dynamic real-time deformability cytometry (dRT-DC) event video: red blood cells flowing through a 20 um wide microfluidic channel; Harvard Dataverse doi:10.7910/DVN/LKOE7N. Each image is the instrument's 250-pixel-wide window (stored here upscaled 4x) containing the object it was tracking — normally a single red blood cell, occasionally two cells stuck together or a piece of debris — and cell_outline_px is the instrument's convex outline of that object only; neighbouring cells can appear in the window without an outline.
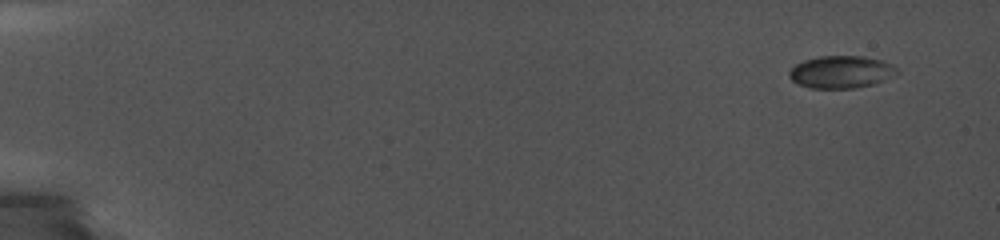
{"species": "common noctule bat (a hibernating species)", "species_latin": "Nyctalus noctula", "temperature_condition": "cold", "stored_images_in_passage": 36, "camera_frame_rate_fps": 5000, "um_per_image_px": 0.085, "animal": {"sex": "female", "body_mass_g": 19.0, "forearm_length_mm": 56.7}, "frame": {"image": 1, "passage_image": 1, "time_ms": 0.0, "image_size_px": [1000, 240], "cell_outline_px": [[900, 72], [896, 76], [872, 84], [852, 88], [808, 88], [796, 84], [788, 76], [788, 72], [796, 64], [804, 60], [820, 56], [864, 56], [884, 60], [900, 68]], "centroid_in_image_um": [71.54, 6.11], "position_along_channel_um": 13.5, "area_um2": 20.69}}
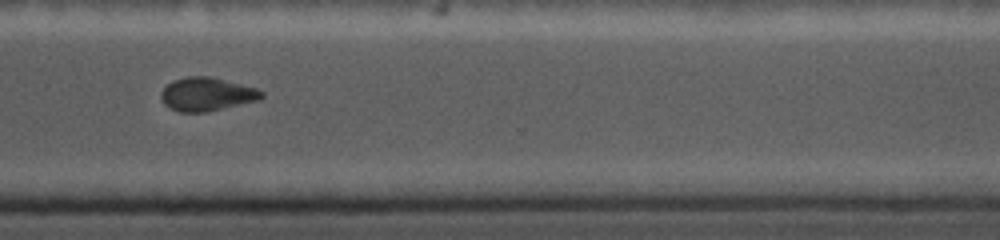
{"frame": {"image": 2, "passage_image": 31, "time_ms": 13.4, "image_size_px": [1000, 240], "cell_outline_px": [[264, 96], [256, 100], [208, 112], [180, 112], [164, 104], [160, 96], [160, 92], [172, 80], [184, 76], [208, 76], [256, 88], [264, 92]], "centroid_in_image_um": [17.54, 8.0], "position_along_channel_um": 353.1, "area_um2": 19.42}}
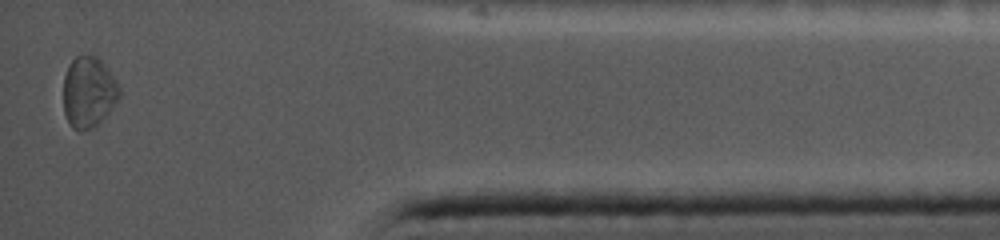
{"frame": {"image": 3, "passage_image": 36, "time_ms": 16.0, "image_size_px": [1000, 240], "cell_outline_px": [[120, 96], [108, 112], [92, 128], [80, 132], [72, 128], [64, 112], [64, 76], [72, 60], [76, 56], [96, 56], [100, 60], [112, 76], [120, 88]], "centroid_in_image_um": [7.51, 7.85], "position_along_channel_um": 427.7, "area_um2": 22.6}}